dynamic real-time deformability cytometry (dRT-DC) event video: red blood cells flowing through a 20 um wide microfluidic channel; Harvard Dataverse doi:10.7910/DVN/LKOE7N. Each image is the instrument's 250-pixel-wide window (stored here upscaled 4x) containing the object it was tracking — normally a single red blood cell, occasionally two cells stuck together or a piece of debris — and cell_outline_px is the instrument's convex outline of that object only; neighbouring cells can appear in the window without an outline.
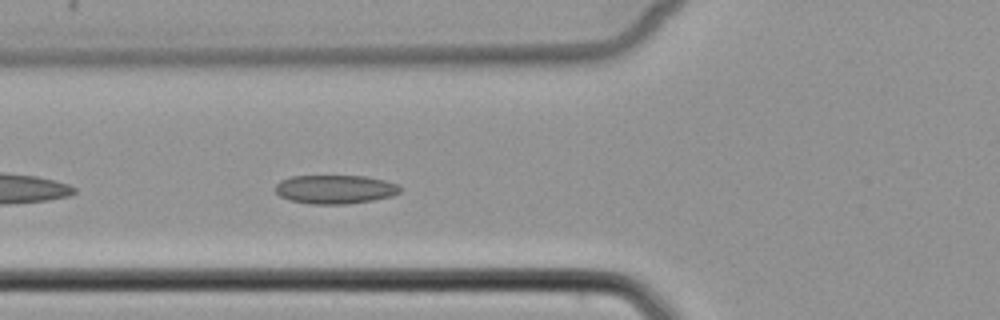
{"species": "common noctule bat (a hibernating species)", "species_latin": "Nyctalus noctula", "temperature_condition": "cold", "stored_images_in_passage": 37, "camera_frame_rate_fps": 3000, "um_per_image_px": 0.085, "animal": {"sex": "female", "body_mass_g": 22.7, "forearm_length_mm": 54.2}, "frame": {"image": 1, "passage_image": 5, "time_ms": 1.333, "image_size_px": [1000, 320], "cell_outline_px": [[400, 192], [392, 196], [372, 200], [348, 204], [312, 204], [292, 200], [280, 196], [276, 192], [276, 184], [280, 180], [292, 176], [368, 176], [384, 180], [396, 184], [400, 188]], "centroid_in_image_um": [28.48, 16.09], "position_along_channel_um": 97.3, "area_um2": 20.81}}
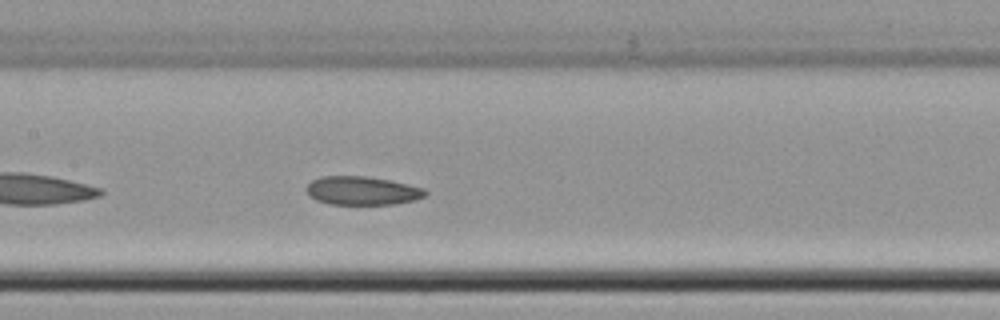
{"frame": {"image": 2, "passage_image": 11, "time_ms": 3.333, "image_size_px": [1000, 320], "cell_outline_px": [[428, 192], [424, 196], [412, 200], [392, 204], [328, 204], [316, 200], [304, 188], [312, 180], [320, 176], [364, 176], [388, 180], [408, 184], [424, 188]], "centroid_in_image_um": [30.76, 16.2], "position_along_channel_um": 176.6, "area_um2": 19.59}}
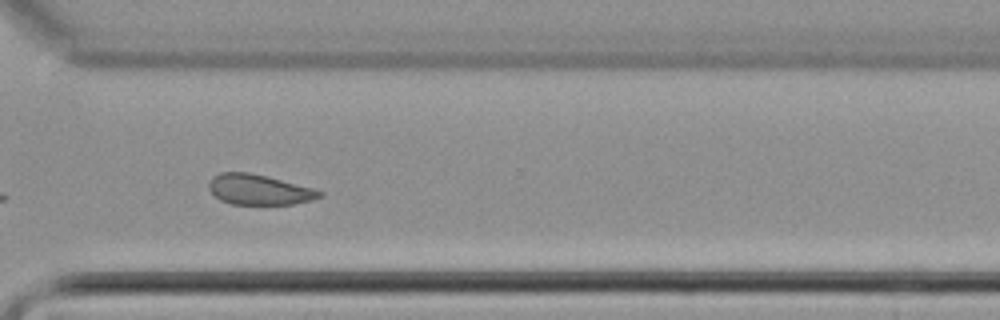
{"frame": {"image": 3, "passage_image": 24, "time_ms": 7.667, "image_size_px": [1000, 320], "cell_outline_px": [[324, 192], [320, 196], [312, 200], [292, 204], [232, 204], [220, 200], [208, 188], [208, 184], [212, 176], [220, 172], [248, 172], [268, 176], [312, 188]], "centroid_in_image_um": [21.99, 16.11], "position_along_channel_um": 348.6, "area_um2": 19.48}}